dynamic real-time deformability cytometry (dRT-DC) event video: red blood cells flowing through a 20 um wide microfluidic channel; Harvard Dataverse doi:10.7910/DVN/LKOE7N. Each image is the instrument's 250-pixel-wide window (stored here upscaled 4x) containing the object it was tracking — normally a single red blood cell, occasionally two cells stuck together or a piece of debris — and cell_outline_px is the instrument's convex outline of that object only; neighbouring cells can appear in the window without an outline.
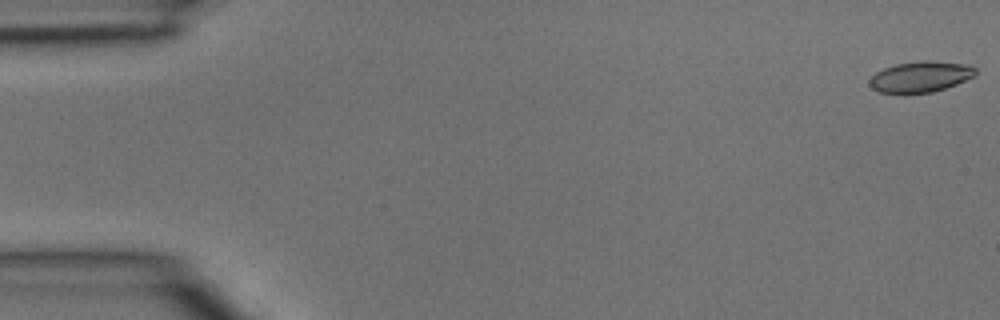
{"species": "common noctule bat (a hibernating species)", "species_latin": "Nyctalus noctula", "temperature_condition": "room temperature", "stored_images_in_passage": 3, "segment_of_instrument_passage": [2, 2], "camera_frame_rate_fps": 3000, "um_per_image_px": 0.085, "animal": {"sex": "male", "body_mass_g": 15.6}, "frame": {"image": 1, "passage_image": 3, "time_ms": 0.667, "image_size_px": [1000, 320], "cell_outline_px": [[976, 76], [956, 84], [932, 92], [904, 96], [880, 92], [872, 88], [868, 84], [868, 80], [876, 72], [884, 68], [896, 64], [924, 60], [928, 60], [968, 64], [976, 68]], "centroid_in_image_um": [78.21, 6.56], "position_along_channel_um": 6.8, "area_um2": 19.65}}